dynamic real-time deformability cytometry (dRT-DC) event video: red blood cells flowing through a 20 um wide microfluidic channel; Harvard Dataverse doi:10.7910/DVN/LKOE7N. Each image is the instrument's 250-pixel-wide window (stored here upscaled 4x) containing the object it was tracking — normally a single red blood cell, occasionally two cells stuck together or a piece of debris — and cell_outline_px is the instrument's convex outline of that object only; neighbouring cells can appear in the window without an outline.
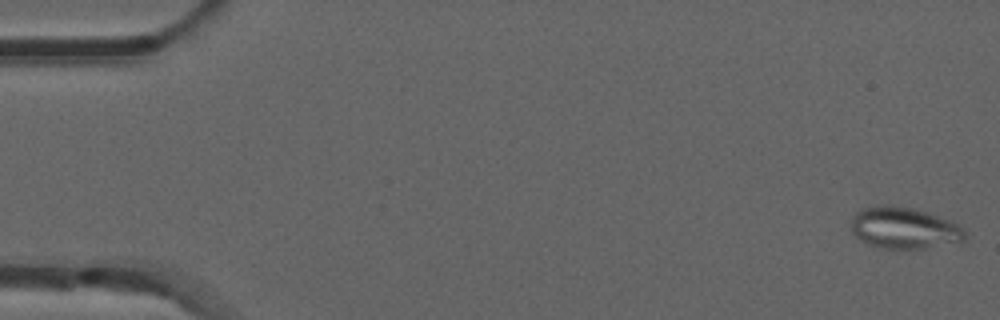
{"species": "common noctule bat (a hibernating species)", "species_latin": "Nyctalus noctula", "temperature_condition": "room temperature", "stored_images_in_passage": 53, "segment_of_instrument_passage": [1, 2], "camera_frame_rate_fps": 3000, "um_per_image_px": 0.085, "animal": {"sex": "male", "forearm_length_mm": 52.5}, "frame": {"image": 1, "passage_image": 1, "time_ms": 0.0, "image_size_px": [1000, 320], "cell_outline_px": [[968, 236], [964, 240], [904, 252], [884, 248], [868, 244], [860, 240], [852, 232], [852, 216], [856, 212], [864, 208], [880, 204], [884, 204], [912, 208], [928, 212], [948, 220], [964, 228]], "centroid_in_image_um": [76.83, 19.4], "position_along_channel_um": 8.2, "area_um2": 27.92}}